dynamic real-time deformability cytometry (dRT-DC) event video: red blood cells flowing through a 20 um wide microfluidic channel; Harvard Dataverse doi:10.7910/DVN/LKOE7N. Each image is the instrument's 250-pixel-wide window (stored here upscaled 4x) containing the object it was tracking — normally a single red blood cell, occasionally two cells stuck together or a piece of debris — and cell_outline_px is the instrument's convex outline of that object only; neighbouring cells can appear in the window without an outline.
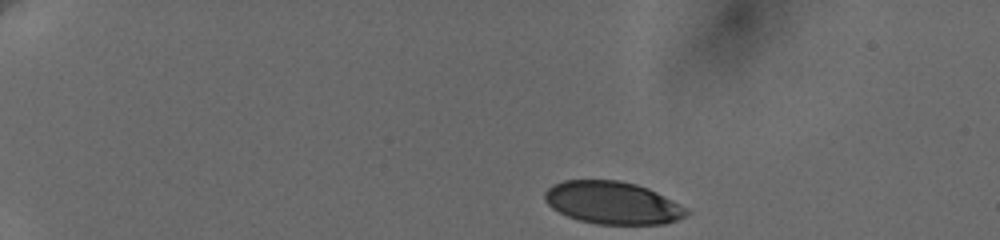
{"species": "human", "species_latin": "Homo sapiens", "temperature_condition": "cold", "stored_images_in_passage": 40, "camera_frame_rate_fps": 3000, "um_per_image_px": 0.085, "donor": {"sex": "female"}, "frame": {"image": 1, "passage_image": 1, "time_ms": 0.0, "image_size_px": [1000, 240], "cell_outline_px": [[692, 212], [688, 216], [664, 224], [596, 224], [580, 220], [568, 216], [552, 208], [544, 200], [544, 192], [552, 184], [564, 180], [620, 180], [636, 184], [648, 188], [688, 208]], "centroid_in_image_um": [52.09, 17.23], "position_along_channel_um": 32.9, "area_um2": 35.32}}
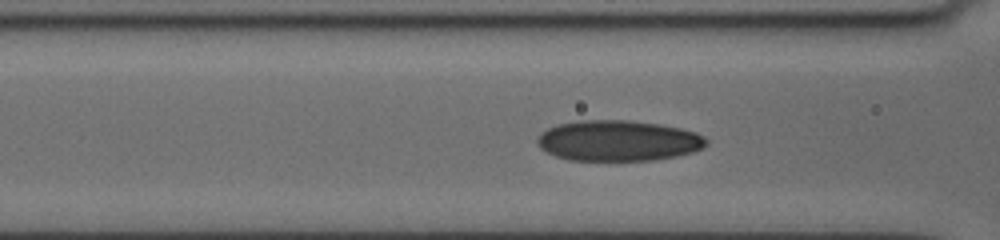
{"frame": {"image": 2, "passage_image": 23, "time_ms": 5.0, "image_size_px": [1000, 240], "cell_outline_px": [[708, 144], [704, 148], [692, 152], [676, 156], [652, 160], [568, 160], [556, 156], [540, 148], [536, 144], [536, 140], [548, 128], [556, 124], [584, 120], [628, 120], [660, 124], [680, 128], [696, 132], [704, 136], [708, 140]], "centroid_in_image_um": [52.58, 11.96], "position_along_channel_um": 114.0, "area_um2": 40.11}}
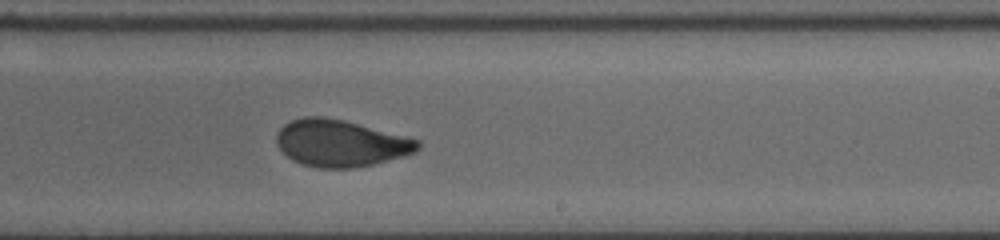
{"frame": {"image": 3, "passage_image": 39, "time_ms": 9.0, "image_size_px": [1000, 240], "cell_outline_px": [[420, 148], [416, 152], [404, 156], [356, 168], [320, 168], [304, 164], [292, 160], [276, 144], [276, 136], [280, 128], [284, 124], [292, 120], [304, 116], [320, 116], [344, 120], [408, 136], [420, 140]], "centroid_in_image_um": [28.98, 12.16], "position_along_channel_um": 260.0, "area_um2": 38.61}}